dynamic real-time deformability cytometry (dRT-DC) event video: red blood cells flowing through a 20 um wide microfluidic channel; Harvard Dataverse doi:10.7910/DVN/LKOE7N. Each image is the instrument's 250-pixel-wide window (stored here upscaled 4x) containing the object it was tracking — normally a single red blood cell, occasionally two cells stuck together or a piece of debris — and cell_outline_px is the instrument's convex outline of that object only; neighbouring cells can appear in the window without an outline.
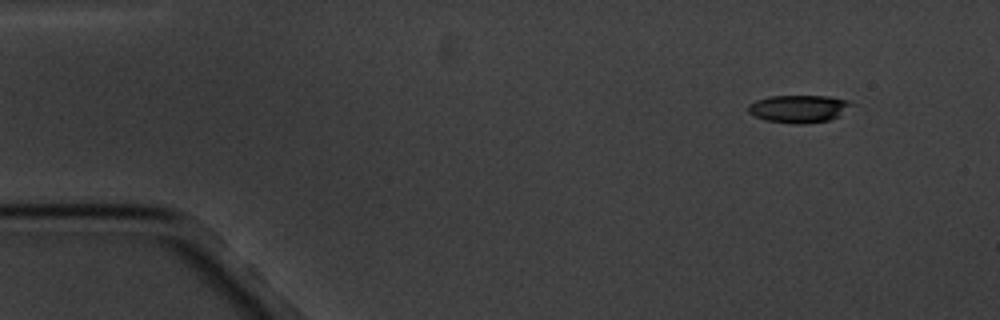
{"species": "common noctule bat (a hibernating species)", "species_latin": "Nyctalus noctula", "temperature_condition": "cold", "stored_images_in_passage": 4, "camera_frame_rate_fps": 3000, "um_per_image_px": 0.085, "animal": {"sex": "male", "body_mass_g": 20.1, "forearm_length_mm": 53.5}, "frame": {"image": 1, "passage_image": 1, "time_ms": 0.0, "image_size_px": [1000, 320], "cell_outline_px": [[856, 104], [840, 116], [828, 120], [804, 124], [796, 124], [764, 120], [748, 112], [748, 104], [756, 100], [768, 96], [828, 96], [848, 100]], "centroid_in_image_um": [67.93, 9.24], "position_along_channel_um": 17.1, "area_um2": 16.82}}
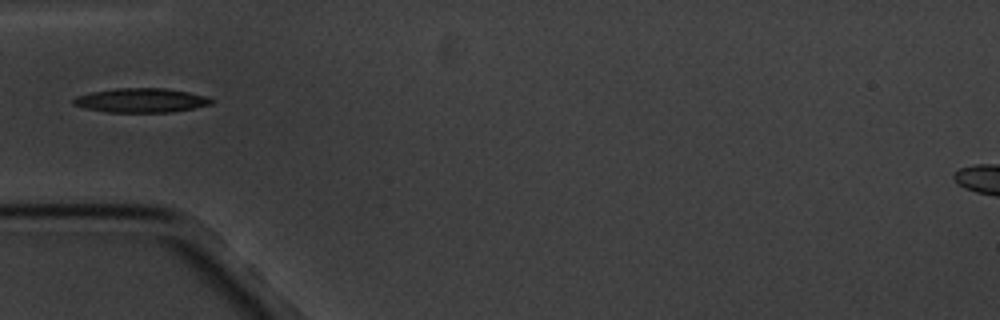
{"frame": {"image": 2, "passage_image": 4, "time_ms": 4.333, "image_size_px": [1000, 320], "cell_outline_px": [[216, 100], [212, 104], [172, 112], [108, 112], [84, 108], [72, 104], [72, 100], [76, 96], [92, 92], [116, 88], [164, 88], [188, 92], [204, 96]], "centroid_in_image_um": [11.98, 8.53], "position_along_channel_um": 73.0, "area_um2": 19.42}}